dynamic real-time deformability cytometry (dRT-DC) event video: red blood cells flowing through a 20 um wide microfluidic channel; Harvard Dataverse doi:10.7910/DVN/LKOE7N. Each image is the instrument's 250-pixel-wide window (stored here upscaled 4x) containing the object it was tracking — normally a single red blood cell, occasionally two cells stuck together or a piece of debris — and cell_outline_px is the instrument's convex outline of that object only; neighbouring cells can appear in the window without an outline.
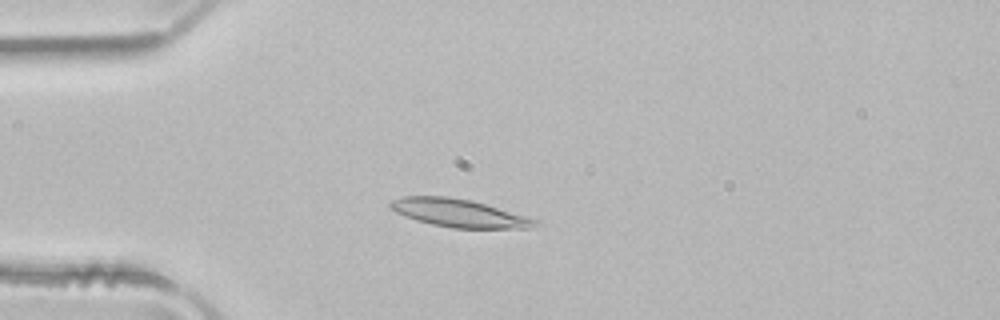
{"species": "common noctule bat (a hibernating species)", "species_latin": "Nyctalus noctula", "temperature_condition": "room temperature", "stored_images_in_passage": 49, "camera_frame_rate_fps": 3000, "um_per_image_px": 0.085, "animal": {"sex": "male", "body_mass_g": 21.5, "forearm_length_mm": 52.0}, "frame": {"image": 1, "passage_image": 11, "time_ms": 3.333, "image_size_px": [1000, 320], "cell_outline_px": [[540, 224], [528, 228], [452, 228], [432, 224], [416, 220], [396, 212], [388, 208], [388, 204], [392, 200], [404, 196], [448, 196], [472, 200], [540, 220]], "centroid_in_image_um": [39.01, 18.11], "position_along_channel_um": 46.0, "area_um2": 23.64}}
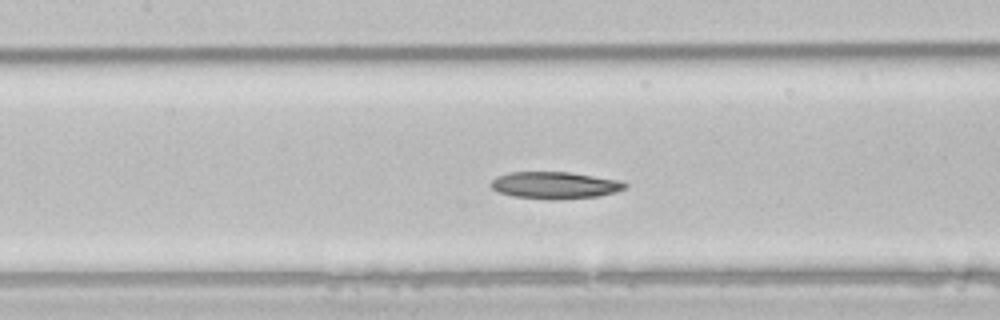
{"frame": {"image": 2, "passage_image": 21, "time_ms": 6.667, "image_size_px": [1000, 320], "cell_outline_px": [[628, 188], [596, 196], [560, 200], [548, 200], [512, 196], [496, 192], [492, 188], [492, 180], [496, 176], [512, 172], [572, 172], [624, 180], [628, 184]], "centroid_in_image_um": [47.2, 15.74], "position_along_channel_um": 160.2, "area_um2": 21.44}}
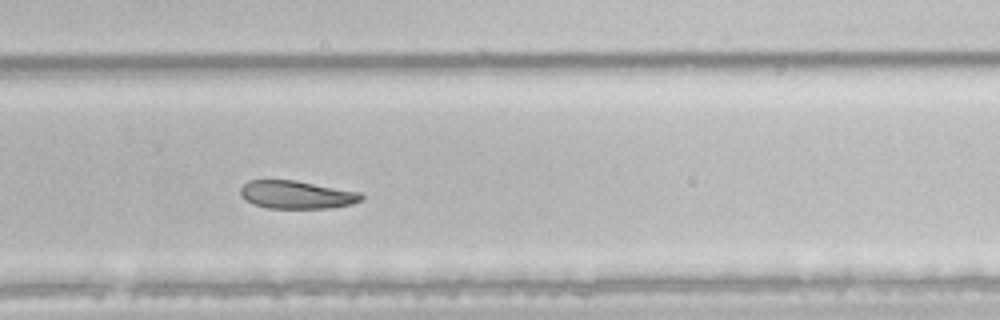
{"frame": {"image": 3, "passage_image": 32, "time_ms": 10.333, "image_size_px": [1000, 320], "cell_outline_px": [[364, 196], [360, 200], [352, 204], [328, 208], [268, 208], [252, 204], [244, 200], [240, 192], [240, 188], [248, 180], [296, 180], [360, 192]], "centroid_in_image_um": [25.18, 16.55], "position_along_channel_um": 304.6, "area_um2": 19.77}, "authors_computed_cell_mechanics": {"area_um2": 22.9466, "velocity_mm_per_s": 3.9699, "shape_relaxation_time_tau1_ms": 10.6863, "shape_relaxation_time_tau2_ms": null, "deformation_change_tau1": 0.1937, "deformation_change_tau2": null}}